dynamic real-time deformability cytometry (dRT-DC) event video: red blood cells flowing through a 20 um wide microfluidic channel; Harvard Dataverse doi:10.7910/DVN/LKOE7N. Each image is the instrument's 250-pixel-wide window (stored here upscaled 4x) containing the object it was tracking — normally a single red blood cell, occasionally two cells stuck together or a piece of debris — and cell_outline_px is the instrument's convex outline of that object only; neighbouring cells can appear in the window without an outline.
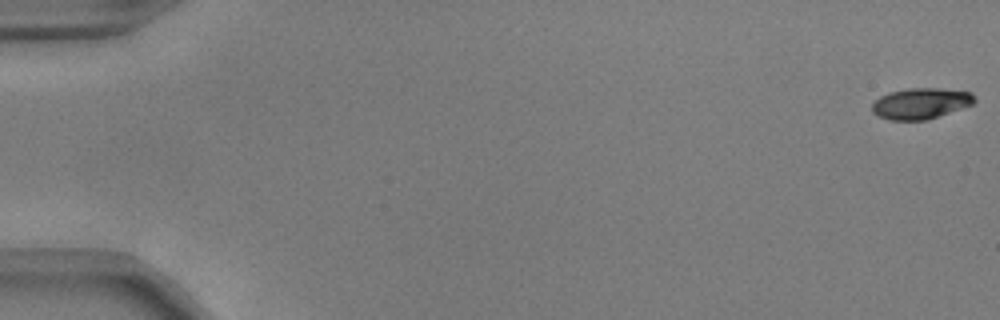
{"species": "common noctule bat (a hibernating species)", "species_latin": "Nyctalus noctula", "temperature_condition": "warm", "stored_images_in_passage": 55, "camera_frame_rate_fps": 3000, "um_per_image_px": 0.085, "animal": {"sex": "male", "body_mass_g": 17.9, "forearm_length_mm": 54.2}, "frame": {"image": 1, "passage_image": 1, "time_ms": 0.0, "image_size_px": [1000, 320], "cell_outline_px": [[976, 100], [972, 104], [928, 120], [888, 120], [876, 116], [872, 112], [872, 104], [880, 96], [888, 92], [908, 88], [940, 88], [972, 92]], "centroid_in_image_um": [78.23, 8.79], "position_along_channel_um": 6.8, "area_um2": 18.61}}
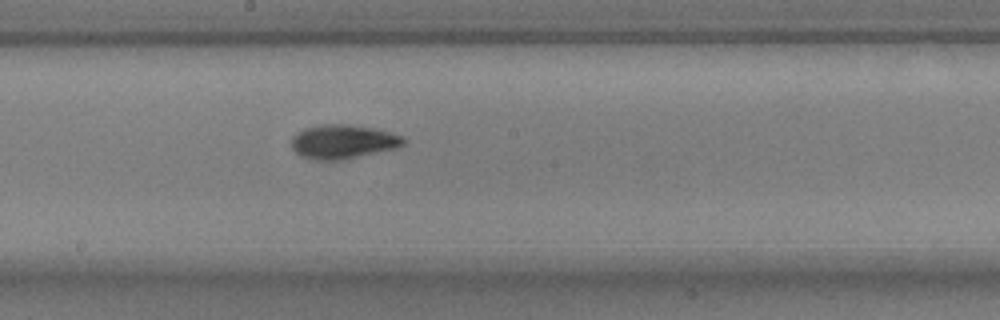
{"frame": {"image": 2, "passage_image": 31, "time_ms": 10.0, "image_size_px": [1000, 320], "cell_outline_px": [[408, 140], [404, 144], [396, 148], [344, 160], [316, 160], [300, 156], [292, 148], [292, 136], [296, 132], [304, 128], [320, 124], [348, 124], [372, 128], [404, 136]], "centroid_in_image_um": [29.15, 12.04], "position_along_channel_um": 219.1, "area_um2": 22.43}}
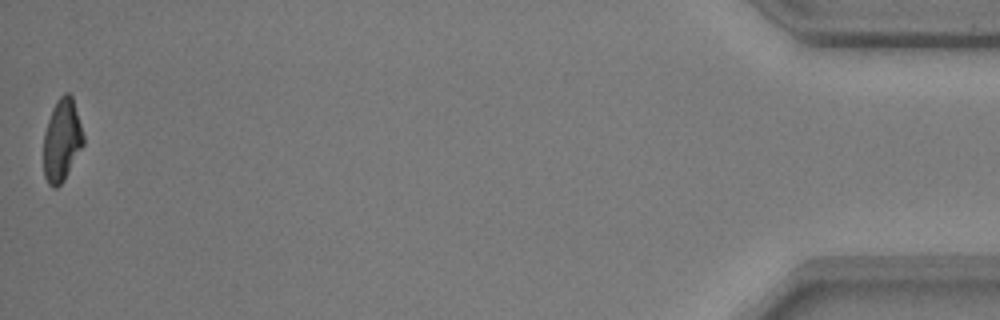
{"frame": {"image": 3, "passage_image": 55, "time_ms": 18.0, "image_size_px": [1000, 320], "cell_outline_px": [[84, 144], [64, 180], [56, 188], [52, 188], [48, 184], [44, 176], [44, 132], [52, 108], [56, 100], [64, 92], [68, 92], [72, 96], [84, 136]], "centroid_in_image_um": [5.25, 11.92], "position_along_channel_um": 429.9, "area_um2": 19.13}, "authors_computed_cell_mechanics": {"area_um2": 20.0566, "velocity_mm_per_s": 3.7412, "shape_relaxation_time_tau1_ms": 2.8612, "shape_relaxation_time_tau2_ms": 3.8749, "deformation_change_tau1": 0.1511, "deformation_change_tau2": 0.0959}}